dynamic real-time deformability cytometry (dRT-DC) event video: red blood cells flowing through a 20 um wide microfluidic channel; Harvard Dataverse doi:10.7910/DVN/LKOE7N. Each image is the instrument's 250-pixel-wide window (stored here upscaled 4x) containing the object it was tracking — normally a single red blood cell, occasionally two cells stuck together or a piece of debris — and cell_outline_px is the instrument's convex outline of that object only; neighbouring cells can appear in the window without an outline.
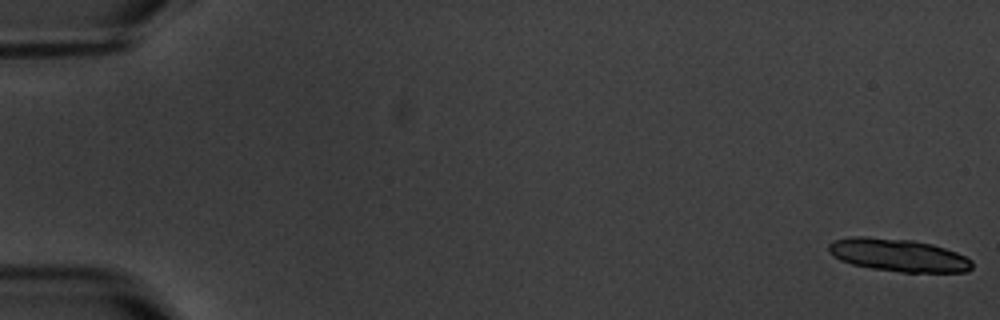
{"species": "common noctule bat (a hibernating species)", "species_latin": "Nyctalus noctula", "temperature_condition": "warm", "stored_images_in_passage": 5, "camera_frame_rate_fps": 3000, "um_per_image_px": 0.085, "animal": {"sex": "male", "body_mass_g": 20.1, "forearm_length_mm": 53.5}, "frame": {"image": 1, "passage_image": 1, "time_ms": 0.0, "image_size_px": [1000, 320], "cell_outline_px": [[972, 268], [968, 272], [900, 272], [872, 268], [852, 264], [840, 260], [832, 256], [828, 252], [828, 244], [832, 240], [852, 236], [864, 236], [912, 240], [932, 244], [956, 252], [972, 260]], "centroid_in_image_um": [76.32, 21.68], "position_along_channel_um": 8.7, "area_um2": 27.51}}